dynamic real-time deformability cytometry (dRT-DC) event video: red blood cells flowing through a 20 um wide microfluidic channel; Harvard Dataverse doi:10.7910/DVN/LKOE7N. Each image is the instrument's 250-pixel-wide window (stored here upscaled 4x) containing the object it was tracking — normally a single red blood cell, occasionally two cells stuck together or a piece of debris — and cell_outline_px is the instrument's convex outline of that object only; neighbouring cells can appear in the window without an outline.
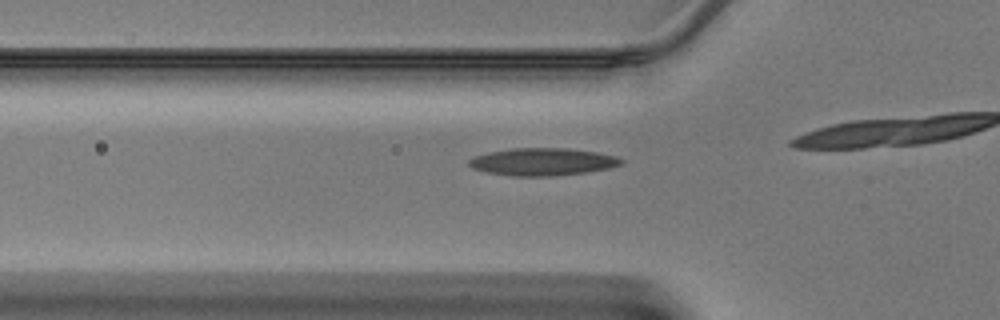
{"species": "Egyptian fruit bat (a non-hibernating species)", "species_latin": "Rousettus aegyptiacus", "temperature_condition": "warm", "stored_images_in_passage": 13, "camera_frame_rate_fps": 3000, "um_per_image_px": 0.085, "animal": {"sex": "male"}, "frame": {"image": 1, "passage_image": 8, "time_ms": 2.333, "image_size_px": [1000, 320], "cell_outline_px": [[624, 164], [608, 168], [588, 172], [552, 176], [512, 176], [488, 172], [472, 168], [468, 164], [468, 160], [476, 156], [488, 152], [512, 148], [564, 148], [596, 152], [616, 156], [624, 160]], "centroid_in_image_um": [46.14, 13.75], "position_along_channel_um": 79.7, "area_um2": 24.33}}
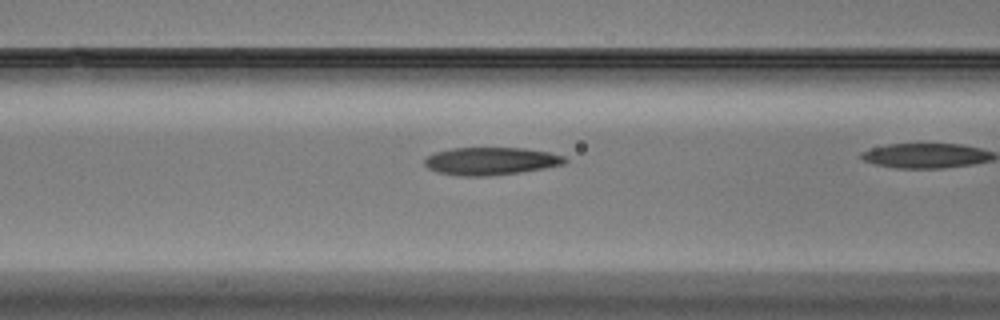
{"frame": {"image": 2, "passage_image": 11, "time_ms": 3.333, "image_size_px": [1000, 320], "cell_outline_px": [[568, 160], [564, 164], [544, 168], [520, 172], [488, 176], [456, 176], [436, 172], [428, 168], [424, 164], [424, 160], [428, 156], [436, 152], [452, 148], [524, 148], [548, 152], [564, 156]], "centroid_in_image_um": [41.7, 13.7], "position_along_channel_um": 124.9, "area_um2": 22.66}}